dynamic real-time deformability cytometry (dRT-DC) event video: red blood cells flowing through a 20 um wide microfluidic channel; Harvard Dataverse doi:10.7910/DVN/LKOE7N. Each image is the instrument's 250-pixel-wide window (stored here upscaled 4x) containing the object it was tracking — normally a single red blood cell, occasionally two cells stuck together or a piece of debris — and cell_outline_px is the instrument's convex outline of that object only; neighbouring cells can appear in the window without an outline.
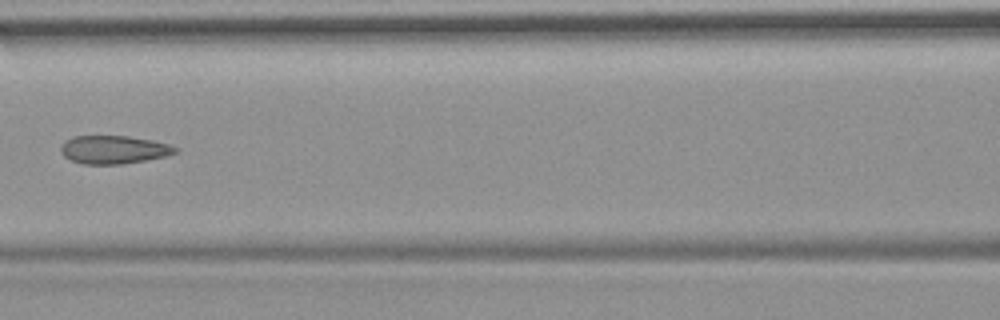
{"species": "common noctule bat (a hibernating species)", "species_latin": "Nyctalus noctula", "temperature_condition": "room temperature", "stored_images_in_passage": 9, "camera_frame_rate_fps": 3000, "um_per_image_px": 0.085, "animal": {"sex": "female", "body_mass_g": 19.9}, "frame": {"image": 1, "passage_image": 6, "time_ms": 6.0, "image_size_px": [1000, 320], "cell_outline_px": [[180, 148], [176, 152], [168, 156], [120, 164], [84, 164], [72, 160], [64, 156], [60, 152], [60, 148], [64, 140], [76, 136], [128, 136], [152, 140], [168, 144]], "centroid_in_image_um": [9.67, 12.71], "position_along_channel_um": 156.9, "area_um2": 18.79}}
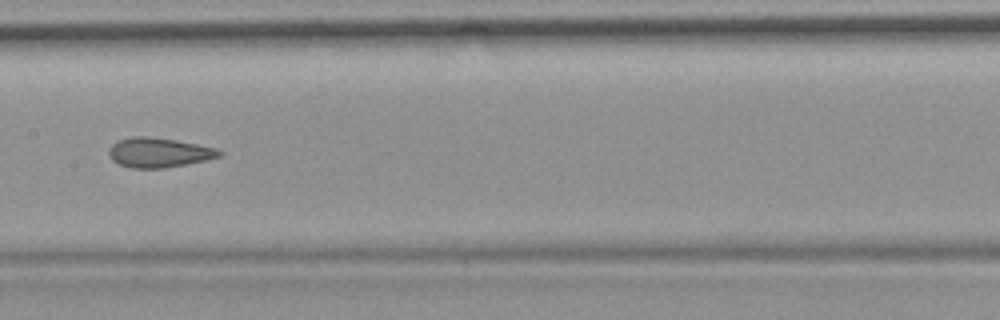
{"frame": {"image": 2, "passage_image": 7, "time_ms": 7.0, "image_size_px": [1000, 320], "cell_outline_px": [[224, 152], [220, 156], [204, 160], [164, 168], [132, 168], [120, 164], [112, 160], [108, 156], [108, 148], [116, 140], [132, 136], [148, 136], [176, 140], [216, 148]], "centroid_in_image_um": [13.44, 12.95], "position_along_channel_um": 194.0, "area_um2": 19.07}}